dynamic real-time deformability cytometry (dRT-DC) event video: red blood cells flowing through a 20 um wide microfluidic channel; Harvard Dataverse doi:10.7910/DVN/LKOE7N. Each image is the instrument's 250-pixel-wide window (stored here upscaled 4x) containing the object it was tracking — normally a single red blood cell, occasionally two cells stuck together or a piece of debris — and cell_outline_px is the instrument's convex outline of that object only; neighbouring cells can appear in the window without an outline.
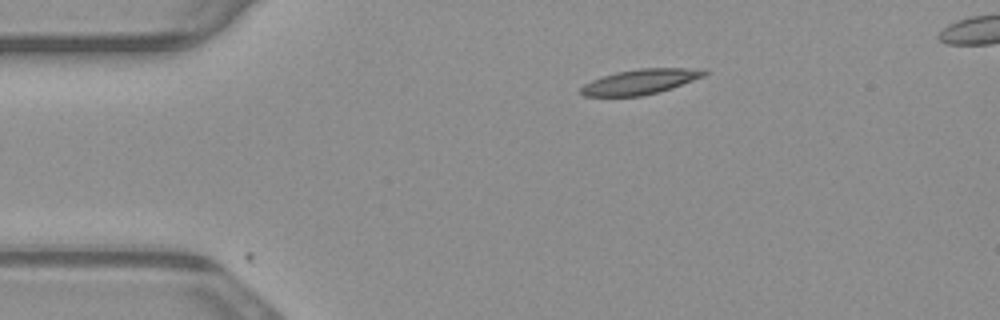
{"species": "common noctule bat (a hibernating species)", "species_latin": "Nyctalus noctula", "temperature_condition": "warm", "stored_images_in_passage": 2, "camera_frame_rate_fps": 3000, "um_per_image_px": 0.085, "animal": {"sex": "male", "body_mass_g": 23.1, "forearm_length_mm": 52.7}, "frame": {"image": 1, "passage_image": 1, "time_ms": 0.0, "image_size_px": [1000, 320], "cell_outline_px": [[708, 72], [704, 76], [672, 88], [660, 92], [640, 96], [584, 96], [580, 92], [580, 88], [584, 84], [592, 80], [616, 72], [640, 68], [708, 68]], "centroid_in_image_um": [54.47, 6.94], "position_along_channel_um": 30.5, "area_um2": 18.09}}